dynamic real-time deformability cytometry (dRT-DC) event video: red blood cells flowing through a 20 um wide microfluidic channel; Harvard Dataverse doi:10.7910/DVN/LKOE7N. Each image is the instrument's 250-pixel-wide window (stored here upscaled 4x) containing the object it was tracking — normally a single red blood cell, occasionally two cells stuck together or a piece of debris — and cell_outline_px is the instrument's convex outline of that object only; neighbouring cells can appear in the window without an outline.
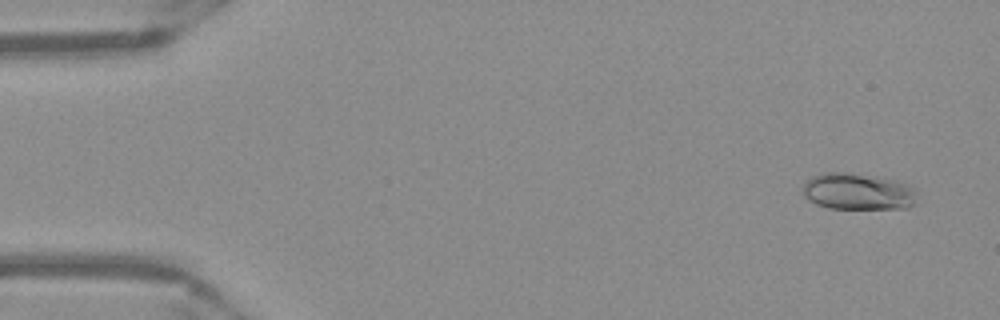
{"species": "Egyptian fruit bat (a non-hibernating species)", "species_latin": "Rousettus aegyptiacus", "temperature_condition": "warm", "stored_images_in_passage": 51, "camera_frame_rate_fps": 3000, "um_per_image_px": 0.085, "frame": {"image": 1, "passage_image": 3, "time_ms": 0.667, "image_size_px": [1000, 320], "cell_outline_px": [[916, 204], [908, 208], [828, 208], [816, 204], [808, 200], [804, 196], [804, 180], [812, 176], [824, 172], [844, 172], [900, 180], [916, 188]], "centroid_in_image_um": [72.95, 16.27], "position_along_channel_um": 12.0, "area_um2": 24.68}}
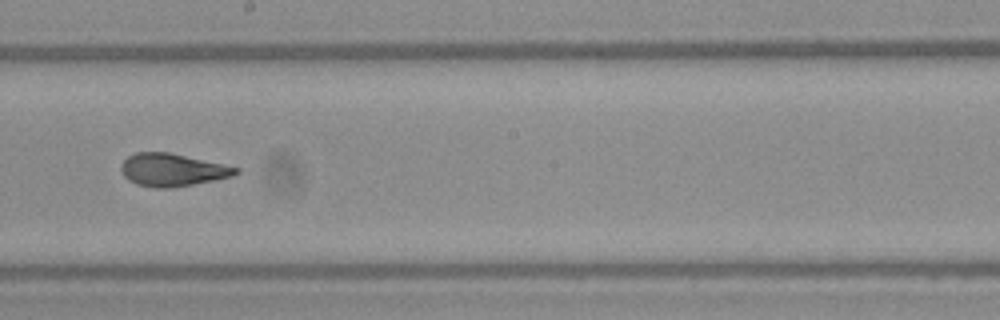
{"frame": {"image": 2, "passage_image": 29, "time_ms": 9.333, "image_size_px": [1000, 320], "cell_outline_px": [[240, 172], [232, 176], [216, 180], [172, 188], [156, 188], [136, 184], [128, 180], [124, 176], [120, 168], [120, 164], [128, 156], [136, 152], [168, 152], [240, 168]], "centroid_in_image_um": [14.63, 14.45], "position_along_channel_um": 233.6, "area_um2": 21.85}}
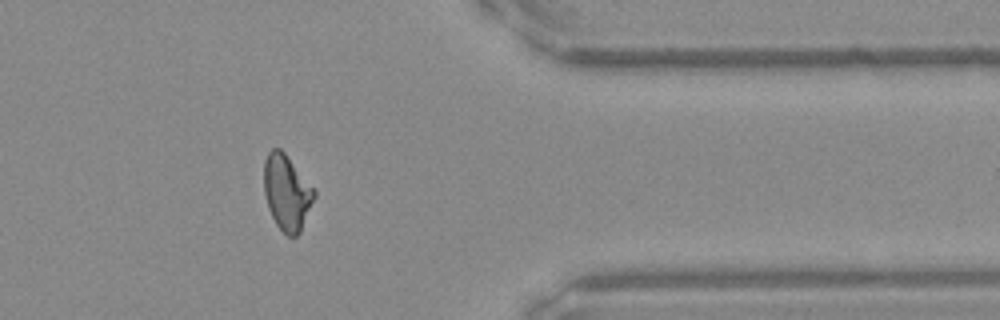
{"frame": {"image": 3, "passage_image": 42, "time_ms": 13.667, "image_size_px": [1000, 320], "cell_outline_px": [[316, 196], [300, 232], [296, 236], [288, 236], [276, 224], [268, 208], [264, 192], [264, 160], [268, 152], [272, 148], [280, 148], [284, 152], [316, 192]], "centroid_in_image_um": [24.37, 16.36], "position_along_channel_um": 387.0, "area_um2": 21.85}, "authors_computed_cell_mechanics": {"area_um2": 22.1374, "velocity_mm_per_s": 3.9366, "shape_relaxation_time_tau1_ms": 10.4955, "shape_relaxation_time_tau2_ms": 1.3745, "deformation_change_tau1": 0.2697, "deformation_change_tau2": 0.0753}}